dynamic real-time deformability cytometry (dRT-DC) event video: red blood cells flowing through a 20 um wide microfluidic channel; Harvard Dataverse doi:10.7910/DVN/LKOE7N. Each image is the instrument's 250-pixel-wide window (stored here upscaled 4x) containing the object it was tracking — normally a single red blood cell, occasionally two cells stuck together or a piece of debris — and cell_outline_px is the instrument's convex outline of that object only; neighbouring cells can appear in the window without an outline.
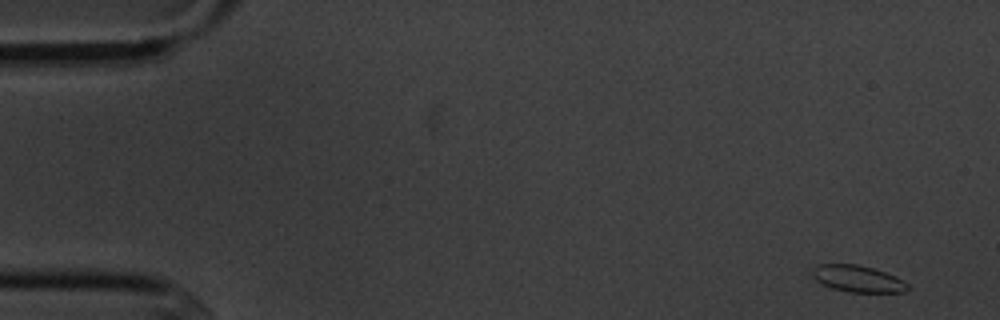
{"species": "common noctule bat (a hibernating species)", "species_latin": "Nyctalus noctula", "temperature_condition": "cold", "stored_images_in_passage": 5, "camera_frame_rate_fps": 3000, "um_per_image_px": 0.085, "animal": {"sex": "male", "body_mass_g": 20.1, "forearm_length_mm": 53.5}, "frame": {"image": 1, "passage_image": 1, "time_ms": 0.0, "image_size_px": [1000, 320], "cell_outline_px": [[908, 288], [904, 292], [848, 292], [832, 288], [816, 280], [812, 276], [812, 268], [820, 264], [856, 264], [872, 268], [896, 276], [908, 284]], "centroid_in_image_um": [72.89, 23.69], "position_along_channel_um": 12.1, "area_um2": 14.68}}